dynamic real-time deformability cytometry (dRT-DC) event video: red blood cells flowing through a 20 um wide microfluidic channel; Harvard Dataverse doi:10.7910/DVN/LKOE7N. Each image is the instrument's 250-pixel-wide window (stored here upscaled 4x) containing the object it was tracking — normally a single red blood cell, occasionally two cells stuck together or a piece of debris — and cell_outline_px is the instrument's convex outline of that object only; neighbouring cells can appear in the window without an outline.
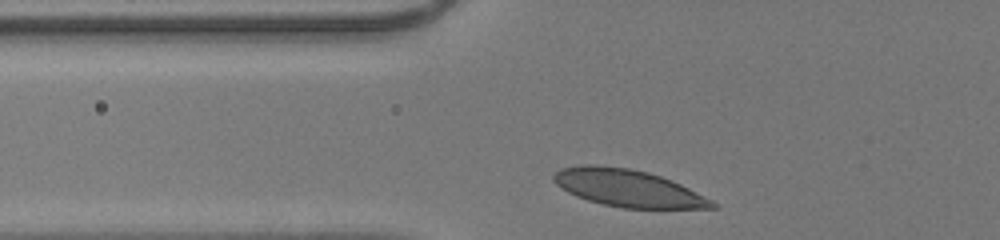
{"species": "human", "species_latin": "Homo sapiens", "temperature_condition": "room temperature", "stored_images_in_passage": 26, "camera_frame_rate_fps": 3000, "um_per_image_px": 0.085, "donor": {"sex": "male"}, "frame": {"image": 1, "passage_image": 2, "time_ms": 0.333, "image_size_px": [1000, 240], "cell_outline_px": [[716, 208], [620, 208], [588, 200], [576, 196], [568, 192], [556, 184], [552, 180], [552, 176], [560, 168], [580, 164], [596, 164], [628, 168], [648, 172], [672, 180], [712, 200], [716, 204]], "centroid_in_image_um": [53.33, 15.98], "position_along_channel_um": 72.5, "area_um2": 34.28}}
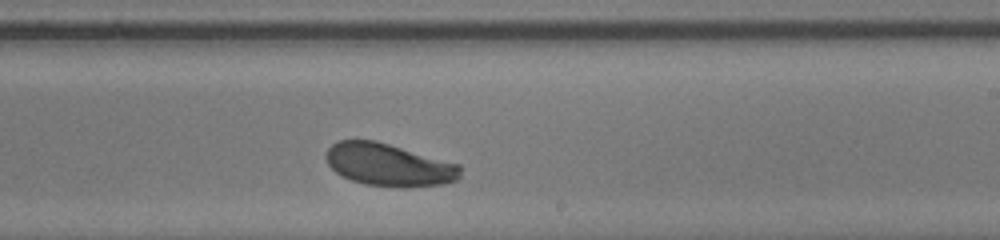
{"frame": {"image": 2, "passage_image": 16, "time_ms": 5.0, "image_size_px": [1000, 240], "cell_outline_px": [[460, 176], [456, 180], [444, 184], [404, 188], [364, 184], [352, 180], [336, 172], [328, 164], [324, 156], [328, 148], [332, 144], [340, 140], [376, 140], [460, 164]], "centroid_in_image_um": [33.05, 14.01], "position_along_channel_um": 255.9, "area_um2": 33.41}}
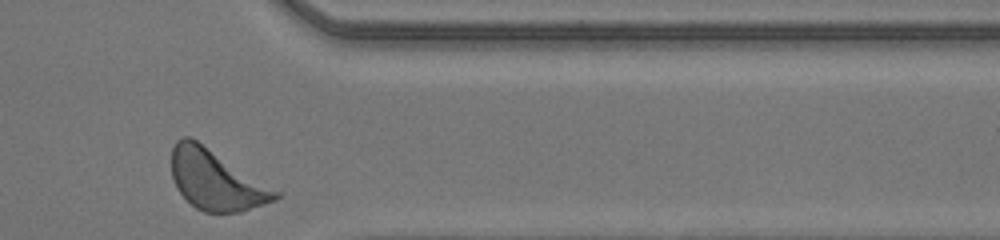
{"frame": {"image": 3, "passage_image": 26, "time_ms": 8.333, "image_size_px": [1000, 240], "cell_outline_px": [[284, 192], [276, 200], [240, 212], [204, 212], [196, 208], [176, 188], [172, 176], [172, 148], [176, 140], [180, 136], [188, 136], [196, 140]], "centroid_in_image_um": [18.41, 15.29], "position_along_channel_um": 393.0, "area_um2": 36.53}, "authors_computed_cell_mechanics": {"area_um2": 33.6685, "velocity_mm_per_s": 4.1717, "shape_relaxation_time_tau1_ms": 1.4289, "shape_relaxation_time_tau2_ms": null, "deformation_change_tau1": 0.0985, "deformation_change_tau2": null}}